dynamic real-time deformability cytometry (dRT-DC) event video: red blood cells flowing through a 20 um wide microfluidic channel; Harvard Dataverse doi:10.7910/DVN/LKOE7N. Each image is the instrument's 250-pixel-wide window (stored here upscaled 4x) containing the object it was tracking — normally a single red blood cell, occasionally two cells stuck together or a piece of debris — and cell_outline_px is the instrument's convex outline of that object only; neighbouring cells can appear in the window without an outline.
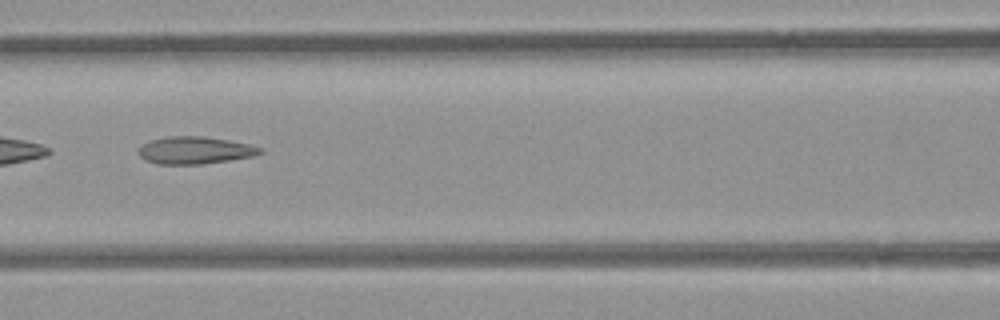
{"species": "common noctule bat (a hibernating species)", "species_latin": "Nyctalus noctula", "temperature_condition": "room temperature", "stored_images_in_passage": 9, "camera_frame_rate_fps": 3000, "um_per_image_px": 0.085, "animal": {"sex": "female", "body_mass_g": 21.9}, "frame": {"image": 1, "passage_image": 7, "time_ms": 7.0, "image_size_px": [1000, 320], "cell_outline_px": [[264, 152], [252, 156], [228, 160], [200, 164], [156, 164], [144, 160], [136, 152], [136, 148], [140, 144], [152, 140], [168, 136], [204, 136], [228, 140], [248, 144], [264, 148]], "centroid_in_image_um": [16.5, 12.77], "position_along_channel_um": 150.1, "area_um2": 19.54}}
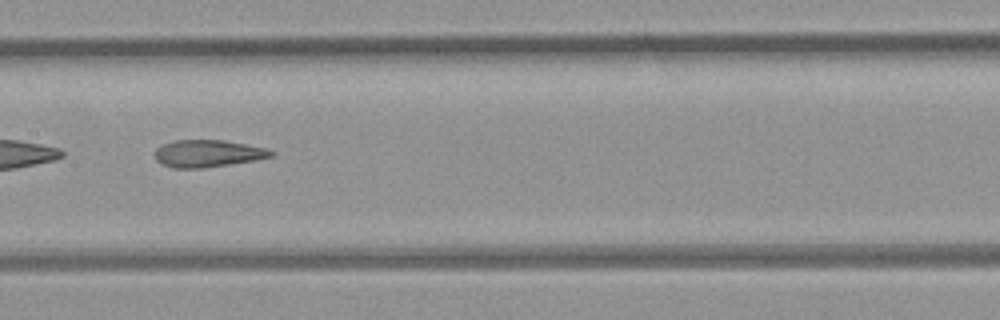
{"frame": {"image": 2, "passage_image": 8, "time_ms": 8.0, "image_size_px": [1000, 320], "cell_outline_px": [[276, 156], [256, 160], [204, 168], [172, 168], [156, 160], [156, 148], [164, 144], [176, 140], [224, 140], [268, 148], [276, 152]], "centroid_in_image_um": [17.74, 13.05], "position_along_channel_um": 189.7, "area_um2": 18.5}}
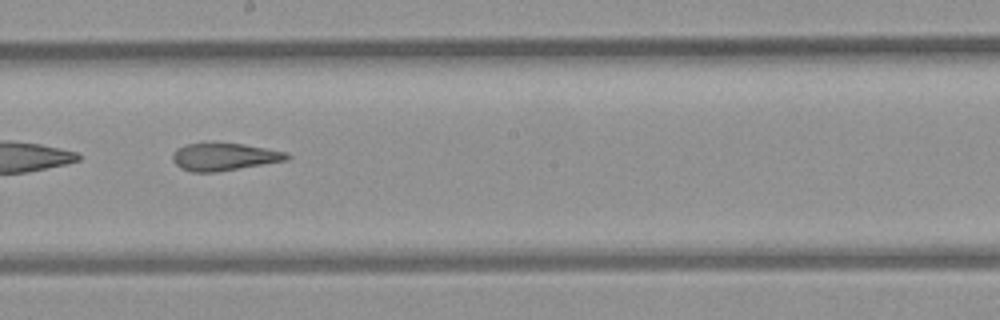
{"frame": {"image": 3, "passage_image": 9, "time_ms": 9.0, "image_size_px": [1000, 320], "cell_outline_px": [[292, 156], [288, 160], [216, 172], [192, 172], [180, 168], [172, 160], [172, 156], [176, 148], [188, 144], [244, 144], [288, 152]], "centroid_in_image_um": [19.08, 13.34], "position_along_channel_um": 229.1, "area_um2": 18.15}}